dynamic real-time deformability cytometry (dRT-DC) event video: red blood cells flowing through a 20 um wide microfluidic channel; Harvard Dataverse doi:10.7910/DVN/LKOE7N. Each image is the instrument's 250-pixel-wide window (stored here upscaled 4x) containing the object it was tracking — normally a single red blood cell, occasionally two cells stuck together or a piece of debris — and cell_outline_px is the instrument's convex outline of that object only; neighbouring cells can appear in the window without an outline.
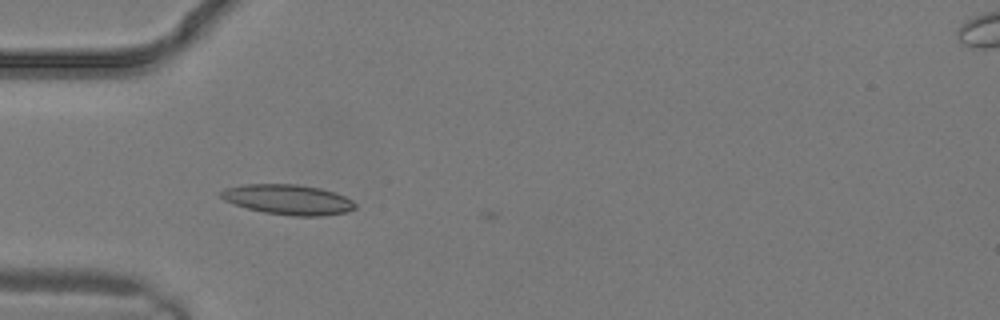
{"species": "common noctule bat (a hibernating species)", "species_latin": "Nyctalus noctula", "temperature_condition": "warm", "stored_images_in_passage": 1, "camera_frame_rate_fps": 3000, "um_per_image_px": 0.085, "animal": {"sex": "male", "body_mass_g": 19.2, "forearm_length_mm": 51.8}, "frame": {"image": 1, "passage_image": 1, "time_ms": 0.0, "image_size_px": [1000, 320], "cell_outline_px": [[356, 208], [348, 212], [320, 216], [292, 216], [264, 212], [248, 208], [224, 200], [220, 196], [220, 192], [224, 188], [244, 184], [296, 184], [320, 188], [344, 196], [352, 200], [356, 204]], "centroid_in_image_um": [24.49, 16.96], "position_along_channel_um": 60.5, "area_um2": 23.47}}